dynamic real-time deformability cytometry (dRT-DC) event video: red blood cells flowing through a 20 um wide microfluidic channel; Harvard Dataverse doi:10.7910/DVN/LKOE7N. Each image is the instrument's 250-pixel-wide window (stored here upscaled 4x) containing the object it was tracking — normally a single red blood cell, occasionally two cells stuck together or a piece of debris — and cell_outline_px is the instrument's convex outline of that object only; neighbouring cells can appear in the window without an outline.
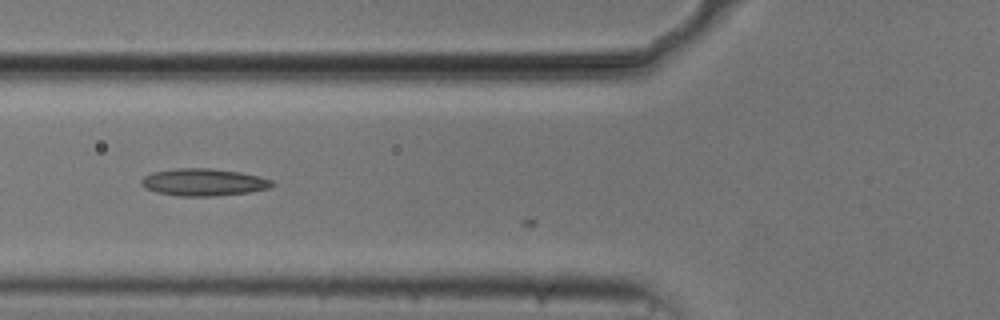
{"species": "common noctule bat (a hibernating species)", "species_latin": "Nyctalus noctula", "temperature_condition": "cold", "stored_images_in_passage": 7, "camera_frame_rate_fps": 3000, "um_per_image_px": 0.085, "animal": {"sex": "male", "body_mass_g": 20.5, "forearm_length_mm": 52.5}, "frame": {"image": 1, "passage_image": 6, "time_ms": 1.667, "image_size_px": [1000, 320], "cell_outline_px": [[276, 184], [272, 188], [248, 192], [216, 196], [176, 196], [156, 192], [148, 188], [140, 180], [144, 176], [152, 172], [176, 168], [212, 168], [240, 172], [260, 176], [272, 180]], "centroid_in_image_um": [17.36, 15.48], "position_along_channel_um": 108.4, "area_um2": 20.87}}